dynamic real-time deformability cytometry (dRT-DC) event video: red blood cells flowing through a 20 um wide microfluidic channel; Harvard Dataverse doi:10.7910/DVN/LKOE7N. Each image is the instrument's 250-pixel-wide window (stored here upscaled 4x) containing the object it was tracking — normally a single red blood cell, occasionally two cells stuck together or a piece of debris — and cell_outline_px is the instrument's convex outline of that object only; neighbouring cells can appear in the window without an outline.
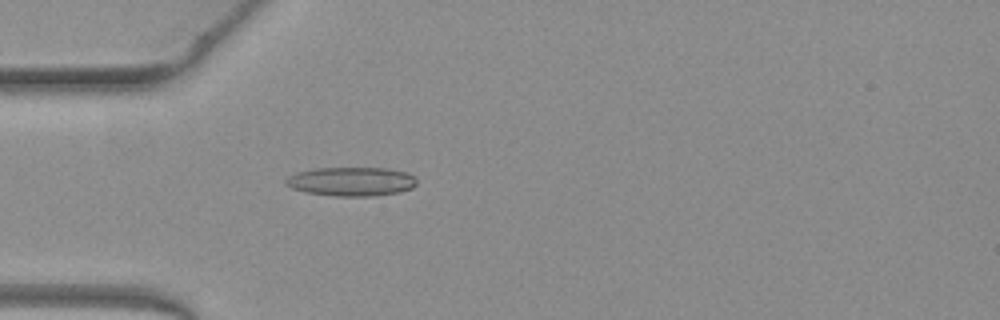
{"species": "common noctule bat (a hibernating species)", "species_latin": "Nyctalus noctula", "temperature_condition": "warm", "stored_images_in_passage": 52, "camera_frame_rate_fps": 3000, "um_per_image_px": 0.085, "animal": {"sex": "female", "body_mass_g": 19.3, "forearm_length_mm": 54.1}, "frame": {"image": 1, "passage_image": 16, "time_ms": 5.0, "image_size_px": [1000, 320], "cell_outline_px": [[416, 184], [412, 188], [400, 192], [372, 196], [336, 196], [304, 192], [292, 188], [284, 184], [284, 180], [288, 176], [296, 172], [316, 168], [388, 168], [408, 172], [416, 176]], "centroid_in_image_um": [29.87, 15.42], "position_along_channel_um": 55.1, "area_um2": 22.37}}
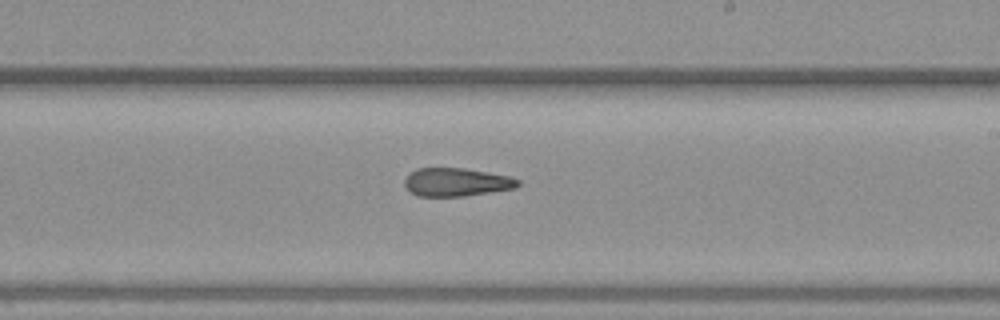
{"frame": {"image": 2, "passage_image": 31, "time_ms": 10.0, "image_size_px": [1000, 320], "cell_outline_px": [[520, 184], [516, 188], [464, 196], [416, 196], [408, 192], [404, 184], [404, 180], [416, 168], [464, 168], [512, 176], [520, 180]], "centroid_in_image_um": [38.81, 15.48], "position_along_channel_um": 250.2, "area_um2": 18.84}}
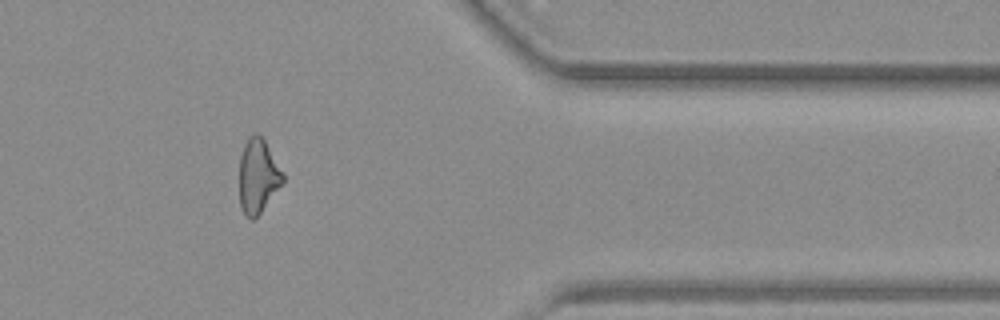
{"frame": {"image": 3, "passage_image": 43, "time_ms": 14.0, "image_size_px": [1000, 320], "cell_outline_px": [[284, 180], [260, 212], [252, 220], [244, 212], [240, 204], [240, 156], [244, 144], [248, 136], [252, 132], [256, 132], [264, 140], [284, 172]], "centroid_in_image_um": [21.92, 14.9], "position_along_channel_um": 389.5, "area_um2": 18.5}, "authors_computed_cell_mechanics": {"area_um2": 19.7676, "velocity_mm_per_s": 4.0256, "shape_relaxation_time_tau1_ms": null, "shape_relaxation_time_tau2_ms": 4.2816, "deformation_change_tau1": null, "deformation_change_tau2": 0.171}}